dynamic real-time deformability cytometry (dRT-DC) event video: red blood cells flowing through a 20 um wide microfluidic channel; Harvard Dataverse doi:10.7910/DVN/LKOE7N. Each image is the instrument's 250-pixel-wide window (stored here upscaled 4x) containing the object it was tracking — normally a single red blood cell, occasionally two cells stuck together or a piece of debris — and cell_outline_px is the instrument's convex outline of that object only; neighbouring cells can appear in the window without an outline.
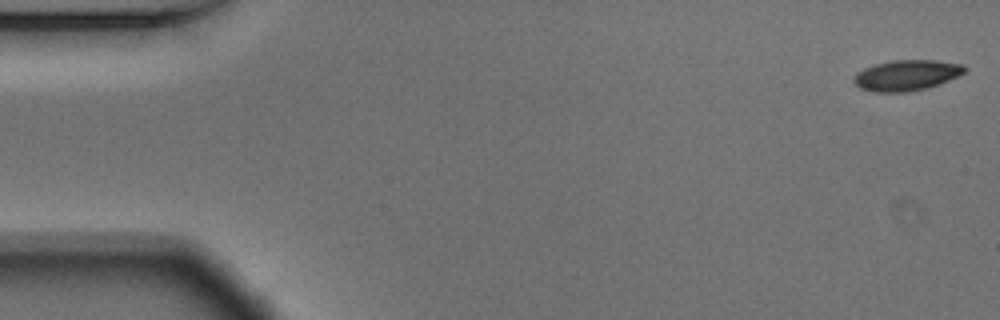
{"species": "Egyptian fruit bat (a non-hibernating species)", "species_latin": "Rousettus aegyptiacus", "temperature_condition": "warm", "stored_images_in_passage": 54, "camera_frame_rate_fps": 3000, "um_per_image_px": 0.085, "animal": {"sex": "male"}, "frame": {"image": 1, "passage_image": 1, "time_ms": 0.0, "image_size_px": [1000, 320], "cell_outline_px": [[968, 68], [964, 72], [948, 80], [928, 88], [908, 92], [872, 92], [860, 88], [852, 80], [852, 76], [856, 72], [864, 68], [876, 64], [892, 60], [936, 60], [964, 64]], "centroid_in_image_um": [77.03, 6.4], "position_along_channel_um": 8.0, "area_um2": 19.94}}
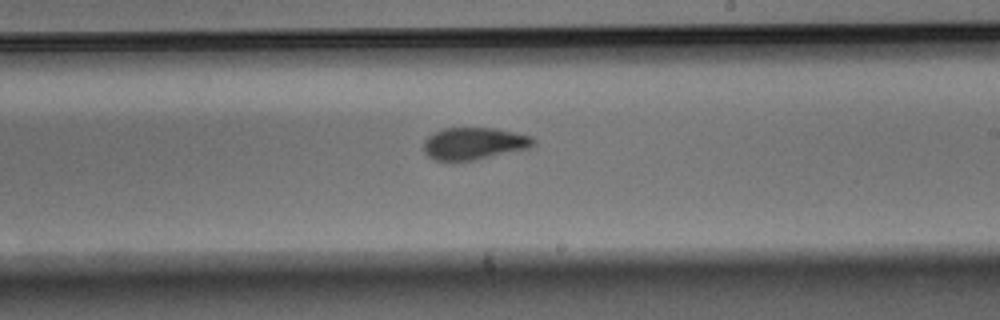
{"frame": {"image": 2, "passage_image": 31, "time_ms": 10.0, "image_size_px": [1000, 320], "cell_outline_px": [[536, 144], [528, 148], [472, 160], [436, 160], [428, 156], [424, 152], [424, 140], [428, 136], [444, 128], [496, 128], [516, 132], [532, 136], [536, 140]], "centroid_in_image_um": [40.31, 12.18], "position_along_channel_um": 248.7, "area_um2": 20.35}}
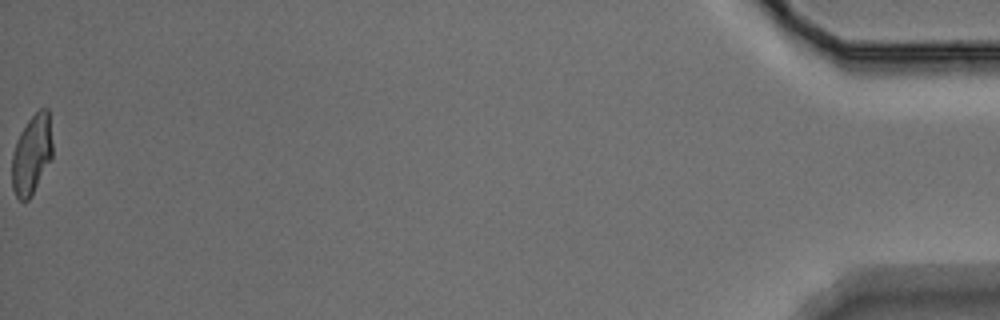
{"frame": {"image": 3, "passage_image": 54, "time_ms": 17.667, "image_size_px": [1000, 320], "cell_outline_px": [[52, 156], [28, 200], [20, 200], [16, 196], [12, 188], [12, 152], [16, 140], [20, 132], [28, 120], [40, 108], [48, 108], [52, 144]], "centroid_in_image_um": [2.67, 13.1], "position_along_channel_um": 432.5, "area_um2": 18.5}, "authors_computed_cell_mechanics": {"area_um2": 20.3745, "velocity_mm_per_s": 3.7432, "shape_relaxation_time_tau1_ms": 4.6369, "shape_relaxation_time_tau2_ms": 2.3082, "deformation_change_tau1": 0.1661, "deformation_change_tau2": 0.0793}}